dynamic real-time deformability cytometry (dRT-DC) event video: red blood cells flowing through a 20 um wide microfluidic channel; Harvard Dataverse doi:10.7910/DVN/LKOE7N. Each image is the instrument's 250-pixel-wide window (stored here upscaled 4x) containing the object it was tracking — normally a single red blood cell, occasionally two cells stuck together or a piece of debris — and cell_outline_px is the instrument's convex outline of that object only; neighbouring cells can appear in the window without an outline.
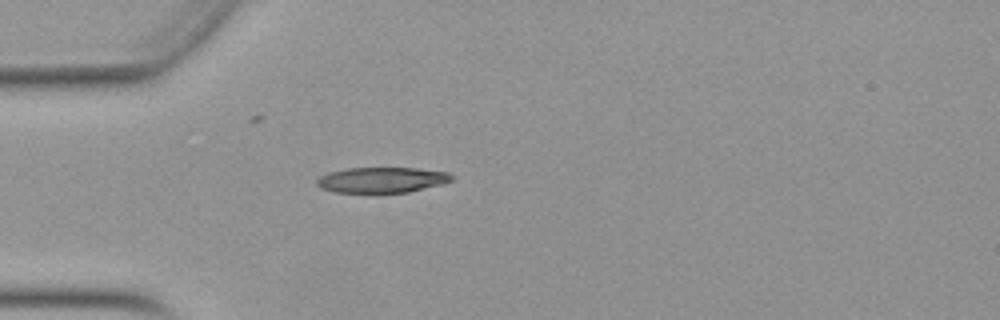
{"species": "Egyptian fruit bat (a non-hibernating species)", "species_latin": "Rousettus aegyptiacus", "temperature_condition": "warm", "stored_images_in_passage": 40, "camera_frame_rate_fps": 3000, "um_per_image_px": 0.085, "animal": {"sex": "female"}, "frame": {"image": 1, "passage_image": 3, "time_ms": 0.667, "image_size_px": [1000, 320], "cell_outline_px": [[452, 180], [444, 184], [408, 192], [376, 196], [372, 196], [332, 192], [320, 188], [316, 184], [316, 180], [320, 176], [328, 172], [348, 168], [416, 168], [448, 172], [452, 176]], "centroid_in_image_um": [32.39, 15.35], "position_along_channel_um": 52.6, "area_um2": 21.21}}
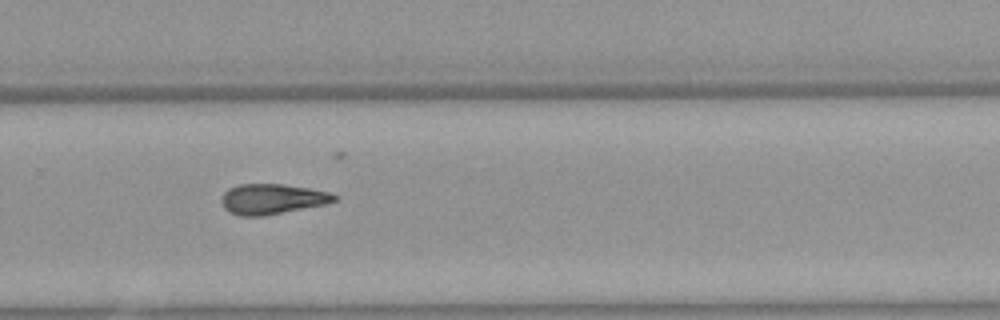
{"frame": {"image": 2, "passage_image": 23, "time_ms": 7.333, "image_size_px": [1000, 320], "cell_outline_px": [[336, 200], [324, 204], [264, 216], [240, 216], [228, 212], [224, 208], [220, 200], [224, 192], [228, 188], [240, 184], [284, 184], [308, 188], [328, 192], [336, 196]], "centroid_in_image_um": [23.06, 16.92], "position_along_channel_um": 306.7, "area_um2": 19.83}}
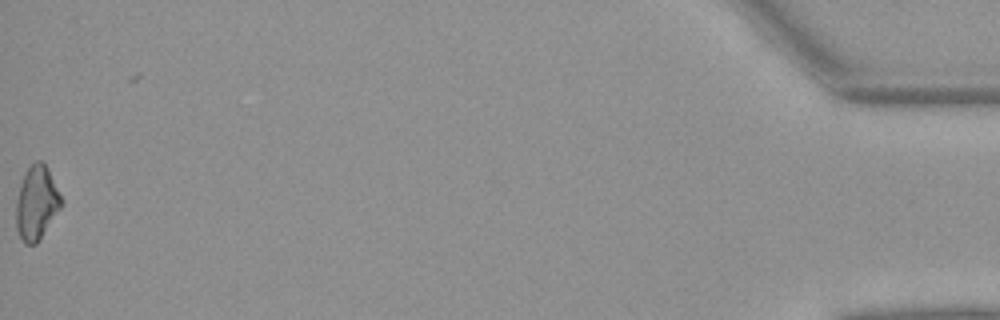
{"frame": {"image": 3, "passage_image": 40, "time_ms": 13.0, "image_size_px": [1000, 320], "cell_outline_px": [[64, 204], [36, 244], [24, 244], [16, 228], [16, 200], [20, 184], [28, 168], [36, 160], [40, 160], [48, 168], [64, 200]], "centroid_in_image_um": [3.13, 17.25], "position_along_channel_um": 432.1, "area_um2": 19.54}, "authors_computed_cell_mechanics": {"area_um2": 19.8254, "velocity_mm_per_s": 3.972, "shape_relaxation_time_tau1_ms": 7.0615, "shape_relaxation_time_tau2_ms": 5.9816, "deformation_change_tau1": 0.1989, "deformation_change_tau2": 0.1605}}